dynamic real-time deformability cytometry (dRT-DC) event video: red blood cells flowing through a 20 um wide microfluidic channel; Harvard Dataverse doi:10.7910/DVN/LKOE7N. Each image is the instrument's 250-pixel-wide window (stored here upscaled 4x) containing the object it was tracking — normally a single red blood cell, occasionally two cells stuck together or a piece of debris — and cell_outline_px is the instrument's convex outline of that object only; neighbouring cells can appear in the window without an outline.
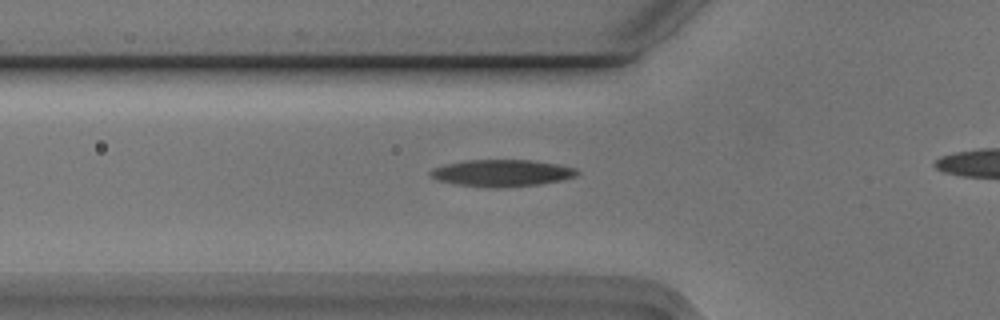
{"species": "Egyptian fruit bat (a non-hibernating species)", "species_latin": "Rousettus aegyptiacus", "temperature_condition": "cold", "stored_images_in_passage": 34, "camera_frame_rate_fps": 3000, "um_per_image_px": 0.085, "animal": {"sex": "male"}, "frame": {"image": 1, "passage_image": 8, "time_ms": 2.333, "image_size_px": [1000, 320], "cell_outline_px": [[580, 172], [576, 176], [564, 180], [540, 184], [500, 188], [488, 188], [456, 184], [436, 180], [428, 176], [428, 172], [432, 168], [444, 164], [464, 160], [532, 160], [556, 164], [576, 168]], "centroid_in_image_um": [42.62, 14.71], "position_along_channel_um": 83.2, "area_um2": 23.35}}
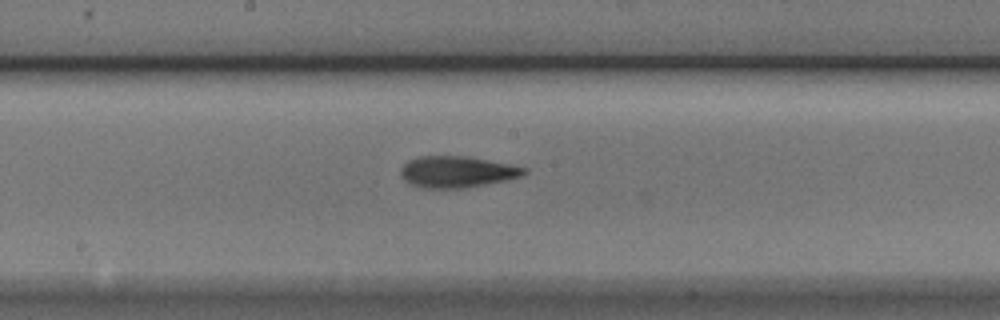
{"frame": {"image": 2, "passage_image": 18, "time_ms": 5.667, "image_size_px": [1000, 320], "cell_outline_px": [[528, 172], [520, 176], [508, 180], [464, 188], [424, 188], [408, 184], [400, 176], [400, 168], [408, 160], [416, 156], [464, 156], [508, 164], [528, 168]], "centroid_in_image_um": [38.79, 14.61], "position_along_channel_um": 209.4, "area_um2": 22.66}}
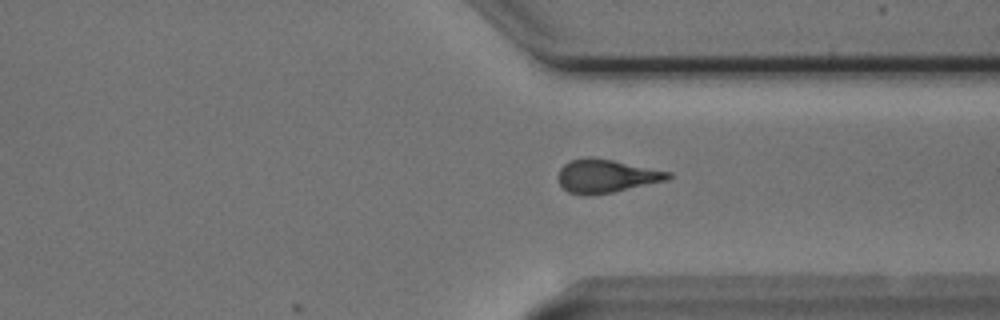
{"frame": {"image": 3, "passage_image": 30, "time_ms": 9.667, "image_size_px": [1000, 320], "cell_outline_px": [[672, 176], [668, 180], [612, 192], [588, 196], [568, 192], [560, 184], [556, 176], [560, 168], [568, 160], [584, 156], [592, 156], [672, 172]], "centroid_in_image_um": [51.49, 14.95], "position_along_channel_um": 359.9, "area_um2": 21.62}}